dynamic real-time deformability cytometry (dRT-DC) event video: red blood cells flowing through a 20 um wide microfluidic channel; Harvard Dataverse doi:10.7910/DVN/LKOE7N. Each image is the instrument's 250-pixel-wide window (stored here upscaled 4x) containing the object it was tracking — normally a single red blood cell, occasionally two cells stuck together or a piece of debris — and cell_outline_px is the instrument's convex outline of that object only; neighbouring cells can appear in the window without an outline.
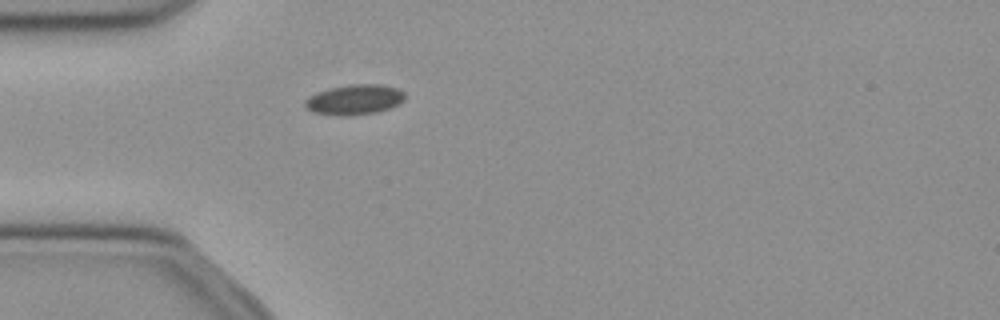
{"species": "common noctule bat (a hibernating species)", "species_latin": "Nyctalus noctula", "temperature_condition": "cold", "stored_images_in_passage": 38, "camera_frame_rate_fps": 3000, "um_per_image_px": 0.085, "animal": {"sex": "female", "body_mass_g": 21.9}, "frame": {"image": 1, "passage_image": 1, "time_ms": 0.0, "image_size_px": [1000, 320], "cell_outline_px": [[408, 96], [404, 100], [388, 108], [376, 112], [348, 116], [344, 116], [312, 112], [304, 108], [304, 100], [308, 96], [316, 92], [328, 88], [352, 84], [384, 84], [396, 88], [404, 92]], "centroid_in_image_um": [30.1, 8.46], "position_along_channel_um": 54.9, "area_um2": 17.74}}
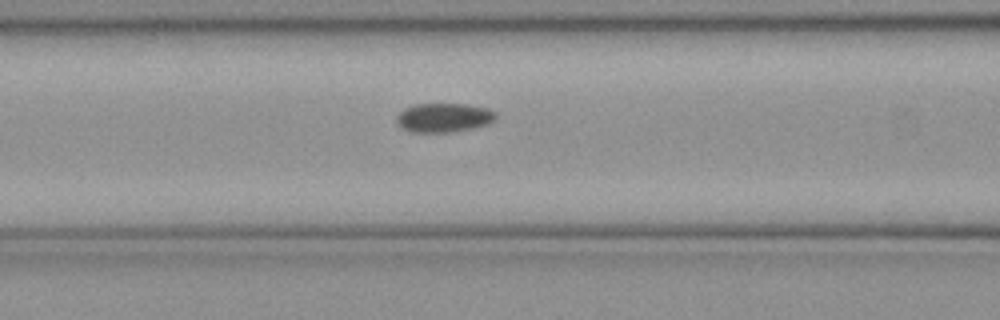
{"frame": {"image": 2, "passage_image": 7, "time_ms": 2.0, "image_size_px": [1000, 320], "cell_outline_px": [[496, 120], [488, 124], [472, 128], [452, 132], [412, 132], [400, 128], [396, 120], [396, 116], [404, 108], [412, 104], [468, 104], [488, 108], [496, 112]], "centroid_in_image_um": [37.72, 9.99], "position_along_channel_um": 128.9, "area_um2": 17.05}}
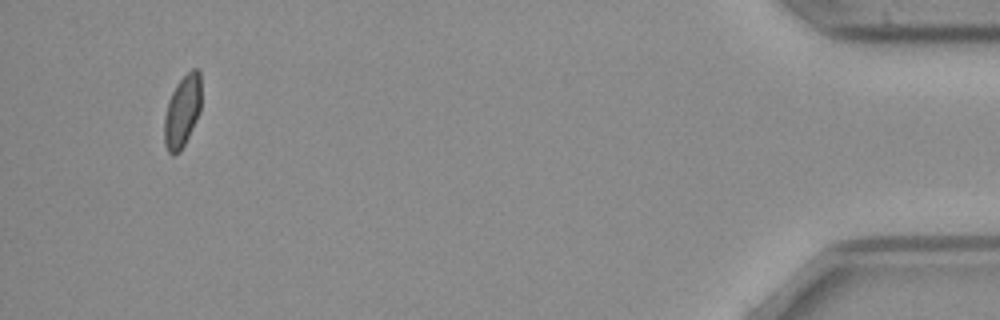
{"frame": {"image": 3, "passage_image": 35, "time_ms": 11.333, "image_size_px": [1000, 320], "cell_outline_px": [[200, 112], [180, 152], [172, 156], [168, 152], [164, 144], [164, 116], [168, 100], [176, 84], [192, 68], [196, 68], [200, 72]], "centroid_in_image_um": [15.47, 9.47], "position_along_channel_um": 419.7, "area_um2": 15.49}, "authors_computed_cell_mechanics": {"area_um2": 16.6464, "velocity_mm_per_s": 3.9757, "shape_relaxation_time_tau1_ms": null, "shape_relaxation_time_tau2_ms": 4.0297, "deformation_change_tau1": null, "deformation_change_tau2": 0.0695}}